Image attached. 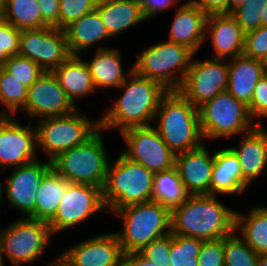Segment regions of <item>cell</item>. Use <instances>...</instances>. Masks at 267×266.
<instances>
[{"instance_id": "1", "label": "cell", "mask_w": 267, "mask_h": 266, "mask_svg": "<svg viewBox=\"0 0 267 266\" xmlns=\"http://www.w3.org/2000/svg\"><path fill=\"white\" fill-rule=\"evenodd\" d=\"M236 211L216 199V195H190L171 210V233L202 241L222 239L235 231Z\"/></svg>"}, {"instance_id": "2", "label": "cell", "mask_w": 267, "mask_h": 266, "mask_svg": "<svg viewBox=\"0 0 267 266\" xmlns=\"http://www.w3.org/2000/svg\"><path fill=\"white\" fill-rule=\"evenodd\" d=\"M128 78L118 87L124 93L100 118V129L120 128V132L132 127L148 126L155 120L162 97L169 91L159 82L137 75L130 69Z\"/></svg>"}, {"instance_id": "3", "label": "cell", "mask_w": 267, "mask_h": 266, "mask_svg": "<svg viewBox=\"0 0 267 266\" xmlns=\"http://www.w3.org/2000/svg\"><path fill=\"white\" fill-rule=\"evenodd\" d=\"M154 118L159 121L156 130L175 155L204 144L199 110L178 90H169L162 97Z\"/></svg>"}, {"instance_id": "4", "label": "cell", "mask_w": 267, "mask_h": 266, "mask_svg": "<svg viewBox=\"0 0 267 266\" xmlns=\"http://www.w3.org/2000/svg\"><path fill=\"white\" fill-rule=\"evenodd\" d=\"M153 180V172L121 153L114 163L109 164L102 190L107 212L152 201Z\"/></svg>"}, {"instance_id": "5", "label": "cell", "mask_w": 267, "mask_h": 266, "mask_svg": "<svg viewBox=\"0 0 267 266\" xmlns=\"http://www.w3.org/2000/svg\"><path fill=\"white\" fill-rule=\"evenodd\" d=\"M123 221L116 232L124 254L139 252L153 240L171 233V210L159 202L148 201L115 211Z\"/></svg>"}, {"instance_id": "6", "label": "cell", "mask_w": 267, "mask_h": 266, "mask_svg": "<svg viewBox=\"0 0 267 266\" xmlns=\"http://www.w3.org/2000/svg\"><path fill=\"white\" fill-rule=\"evenodd\" d=\"M99 129L85 143L75 146L51 161L52 168L69 183L89 184L103 190L109 160Z\"/></svg>"}, {"instance_id": "7", "label": "cell", "mask_w": 267, "mask_h": 266, "mask_svg": "<svg viewBox=\"0 0 267 266\" xmlns=\"http://www.w3.org/2000/svg\"><path fill=\"white\" fill-rule=\"evenodd\" d=\"M194 56L186 46L166 41L143 50L132 68L137 75L155 80L167 90H178Z\"/></svg>"}, {"instance_id": "8", "label": "cell", "mask_w": 267, "mask_h": 266, "mask_svg": "<svg viewBox=\"0 0 267 266\" xmlns=\"http://www.w3.org/2000/svg\"><path fill=\"white\" fill-rule=\"evenodd\" d=\"M38 146L52 161L61 153L85 143L100 129V120L83 116L77 108L73 112L42 118L36 125Z\"/></svg>"}, {"instance_id": "9", "label": "cell", "mask_w": 267, "mask_h": 266, "mask_svg": "<svg viewBox=\"0 0 267 266\" xmlns=\"http://www.w3.org/2000/svg\"><path fill=\"white\" fill-rule=\"evenodd\" d=\"M203 139L230 137L247 133L257 124H251L248 106L228 91L222 92L198 108Z\"/></svg>"}, {"instance_id": "10", "label": "cell", "mask_w": 267, "mask_h": 266, "mask_svg": "<svg viewBox=\"0 0 267 266\" xmlns=\"http://www.w3.org/2000/svg\"><path fill=\"white\" fill-rule=\"evenodd\" d=\"M53 236L47 222L20 218L0 232V260L3 254L13 266L32 263L40 257Z\"/></svg>"}, {"instance_id": "11", "label": "cell", "mask_w": 267, "mask_h": 266, "mask_svg": "<svg viewBox=\"0 0 267 266\" xmlns=\"http://www.w3.org/2000/svg\"><path fill=\"white\" fill-rule=\"evenodd\" d=\"M228 80V60L219 58L206 61L192 60L178 91L199 108L218 94L227 91Z\"/></svg>"}, {"instance_id": "12", "label": "cell", "mask_w": 267, "mask_h": 266, "mask_svg": "<svg viewBox=\"0 0 267 266\" xmlns=\"http://www.w3.org/2000/svg\"><path fill=\"white\" fill-rule=\"evenodd\" d=\"M121 134L127 144L122 154L131 161L140 163L154 174L175 166L176 155L152 125L132 127Z\"/></svg>"}, {"instance_id": "13", "label": "cell", "mask_w": 267, "mask_h": 266, "mask_svg": "<svg viewBox=\"0 0 267 266\" xmlns=\"http://www.w3.org/2000/svg\"><path fill=\"white\" fill-rule=\"evenodd\" d=\"M18 54L29 58L45 72H52L71 56L64 29L54 27L23 30Z\"/></svg>"}, {"instance_id": "14", "label": "cell", "mask_w": 267, "mask_h": 266, "mask_svg": "<svg viewBox=\"0 0 267 266\" xmlns=\"http://www.w3.org/2000/svg\"><path fill=\"white\" fill-rule=\"evenodd\" d=\"M106 210L102 189L89 184L69 183L54 218L48 223L52 234Z\"/></svg>"}, {"instance_id": "15", "label": "cell", "mask_w": 267, "mask_h": 266, "mask_svg": "<svg viewBox=\"0 0 267 266\" xmlns=\"http://www.w3.org/2000/svg\"><path fill=\"white\" fill-rule=\"evenodd\" d=\"M22 127L13 116H0V168L24 166L36 158L37 128Z\"/></svg>"}, {"instance_id": "16", "label": "cell", "mask_w": 267, "mask_h": 266, "mask_svg": "<svg viewBox=\"0 0 267 266\" xmlns=\"http://www.w3.org/2000/svg\"><path fill=\"white\" fill-rule=\"evenodd\" d=\"M52 169L51 161H34L14 168L5 185L10 205L20 209L22 216L35 220V196L44 176Z\"/></svg>"}, {"instance_id": "17", "label": "cell", "mask_w": 267, "mask_h": 266, "mask_svg": "<svg viewBox=\"0 0 267 266\" xmlns=\"http://www.w3.org/2000/svg\"><path fill=\"white\" fill-rule=\"evenodd\" d=\"M76 109L54 73L45 72L28 88L26 104L22 110L31 117L42 119L66 115Z\"/></svg>"}, {"instance_id": "18", "label": "cell", "mask_w": 267, "mask_h": 266, "mask_svg": "<svg viewBox=\"0 0 267 266\" xmlns=\"http://www.w3.org/2000/svg\"><path fill=\"white\" fill-rule=\"evenodd\" d=\"M61 256L72 266H122L124 252L114 232L81 241Z\"/></svg>"}, {"instance_id": "19", "label": "cell", "mask_w": 267, "mask_h": 266, "mask_svg": "<svg viewBox=\"0 0 267 266\" xmlns=\"http://www.w3.org/2000/svg\"><path fill=\"white\" fill-rule=\"evenodd\" d=\"M175 167L191 195L210 194L214 154L209 156L205 144L198 149L177 154Z\"/></svg>"}, {"instance_id": "20", "label": "cell", "mask_w": 267, "mask_h": 266, "mask_svg": "<svg viewBox=\"0 0 267 266\" xmlns=\"http://www.w3.org/2000/svg\"><path fill=\"white\" fill-rule=\"evenodd\" d=\"M205 36L211 37L213 58L230 60L243 55L245 32L230 14L208 15Z\"/></svg>"}, {"instance_id": "21", "label": "cell", "mask_w": 267, "mask_h": 266, "mask_svg": "<svg viewBox=\"0 0 267 266\" xmlns=\"http://www.w3.org/2000/svg\"><path fill=\"white\" fill-rule=\"evenodd\" d=\"M207 17L208 15L190 0L180 5L174 14L168 41L184 45L196 54L207 39Z\"/></svg>"}, {"instance_id": "22", "label": "cell", "mask_w": 267, "mask_h": 266, "mask_svg": "<svg viewBox=\"0 0 267 266\" xmlns=\"http://www.w3.org/2000/svg\"><path fill=\"white\" fill-rule=\"evenodd\" d=\"M244 135L240 149H230L240 162L243 180L249 185L267 166V130L257 125Z\"/></svg>"}, {"instance_id": "23", "label": "cell", "mask_w": 267, "mask_h": 266, "mask_svg": "<svg viewBox=\"0 0 267 266\" xmlns=\"http://www.w3.org/2000/svg\"><path fill=\"white\" fill-rule=\"evenodd\" d=\"M248 188L243 180L240 162L228 147L214 153V167L210 182V195L241 194Z\"/></svg>"}, {"instance_id": "24", "label": "cell", "mask_w": 267, "mask_h": 266, "mask_svg": "<svg viewBox=\"0 0 267 266\" xmlns=\"http://www.w3.org/2000/svg\"><path fill=\"white\" fill-rule=\"evenodd\" d=\"M228 70L227 91L248 106L258 81L263 78V66L258 59L240 55L228 60Z\"/></svg>"}, {"instance_id": "25", "label": "cell", "mask_w": 267, "mask_h": 266, "mask_svg": "<svg viewBox=\"0 0 267 266\" xmlns=\"http://www.w3.org/2000/svg\"><path fill=\"white\" fill-rule=\"evenodd\" d=\"M71 55H81L91 44L112 38L97 9L88 12L64 28Z\"/></svg>"}, {"instance_id": "26", "label": "cell", "mask_w": 267, "mask_h": 266, "mask_svg": "<svg viewBox=\"0 0 267 266\" xmlns=\"http://www.w3.org/2000/svg\"><path fill=\"white\" fill-rule=\"evenodd\" d=\"M96 9L111 37L146 20L139 0H98Z\"/></svg>"}, {"instance_id": "27", "label": "cell", "mask_w": 267, "mask_h": 266, "mask_svg": "<svg viewBox=\"0 0 267 266\" xmlns=\"http://www.w3.org/2000/svg\"><path fill=\"white\" fill-rule=\"evenodd\" d=\"M68 99L76 106V98L92 94L96 90L86 61L80 55H71L60 67L52 71Z\"/></svg>"}, {"instance_id": "28", "label": "cell", "mask_w": 267, "mask_h": 266, "mask_svg": "<svg viewBox=\"0 0 267 266\" xmlns=\"http://www.w3.org/2000/svg\"><path fill=\"white\" fill-rule=\"evenodd\" d=\"M117 49L100 46L90 62L86 61L95 88H118L126 79Z\"/></svg>"}, {"instance_id": "29", "label": "cell", "mask_w": 267, "mask_h": 266, "mask_svg": "<svg viewBox=\"0 0 267 266\" xmlns=\"http://www.w3.org/2000/svg\"><path fill=\"white\" fill-rule=\"evenodd\" d=\"M68 184L53 168L44 176L35 196V220L49 223L54 218Z\"/></svg>"}, {"instance_id": "30", "label": "cell", "mask_w": 267, "mask_h": 266, "mask_svg": "<svg viewBox=\"0 0 267 266\" xmlns=\"http://www.w3.org/2000/svg\"><path fill=\"white\" fill-rule=\"evenodd\" d=\"M235 231H242V238L256 253L267 254V207H255L247 216L237 211Z\"/></svg>"}, {"instance_id": "31", "label": "cell", "mask_w": 267, "mask_h": 266, "mask_svg": "<svg viewBox=\"0 0 267 266\" xmlns=\"http://www.w3.org/2000/svg\"><path fill=\"white\" fill-rule=\"evenodd\" d=\"M190 195L175 166L154 174L152 201L172 210L180 206Z\"/></svg>"}, {"instance_id": "32", "label": "cell", "mask_w": 267, "mask_h": 266, "mask_svg": "<svg viewBox=\"0 0 267 266\" xmlns=\"http://www.w3.org/2000/svg\"><path fill=\"white\" fill-rule=\"evenodd\" d=\"M1 19L20 31L42 28L37 0H6Z\"/></svg>"}, {"instance_id": "33", "label": "cell", "mask_w": 267, "mask_h": 266, "mask_svg": "<svg viewBox=\"0 0 267 266\" xmlns=\"http://www.w3.org/2000/svg\"><path fill=\"white\" fill-rule=\"evenodd\" d=\"M28 87L20 80L9 74L3 67H0V102L8 109V112L1 110L0 116H13L17 111L24 108L26 104ZM20 108V109H19Z\"/></svg>"}, {"instance_id": "34", "label": "cell", "mask_w": 267, "mask_h": 266, "mask_svg": "<svg viewBox=\"0 0 267 266\" xmlns=\"http://www.w3.org/2000/svg\"><path fill=\"white\" fill-rule=\"evenodd\" d=\"M202 240L171 233L170 266H198Z\"/></svg>"}, {"instance_id": "35", "label": "cell", "mask_w": 267, "mask_h": 266, "mask_svg": "<svg viewBox=\"0 0 267 266\" xmlns=\"http://www.w3.org/2000/svg\"><path fill=\"white\" fill-rule=\"evenodd\" d=\"M235 234L236 231L224 237L225 266H257L259 254Z\"/></svg>"}, {"instance_id": "36", "label": "cell", "mask_w": 267, "mask_h": 266, "mask_svg": "<svg viewBox=\"0 0 267 266\" xmlns=\"http://www.w3.org/2000/svg\"><path fill=\"white\" fill-rule=\"evenodd\" d=\"M2 67L28 88L45 73L35 62L19 54L10 56Z\"/></svg>"}, {"instance_id": "37", "label": "cell", "mask_w": 267, "mask_h": 266, "mask_svg": "<svg viewBox=\"0 0 267 266\" xmlns=\"http://www.w3.org/2000/svg\"><path fill=\"white\" fill-rule=\"evenodd\" d=\"M98 0H59L60 29L96 8Z\"/></svg>"}, {"instance_id": "38", "label": "cell", "mask_w": 267, "mask_h": 266, "mask_svg": "<svg viewBox=\"0 0 267 266\" xmlns=\"http://www.w3.org/2000/svg\"><path fill=\"white\" fill-rule=\"evenodd\" d=\"M20 30L0 18V67L10 56L19 53Z\"/></svg>"}, {"instance_id": "39", "label": "cell", "mask_w": 267, "mask_h": 266, "mask_svg": "<svg viewBox=\"0 0 267 266\" xmlns=\"http://www.w3.org/2000/svg\"><path fill=\"white\" fill-rule=\"evenodd\" d=\"M266 5H254L243 3L234 9L230 15L241 26L242 30L246 33L262 26V9Z\"/></svg>"}, {"instance_id": "40", "label": "cell", "mask_w": 267, "mask_h": 266, "mask_svg": "<svg viewBox=\"0 0 267 266\" xmlns=\"http://www.w3.org/2000/svg\"><path fill=\"white\" fill-rule=\"evenodd\" d=\"M171 248V233L153 240L143 247L139 253L150 262L159 266H170L169 254Z\"/></svg>"}, {"instance_id": "41", "label": "cell", "mask_w": 267, "mask_h": 266, "mask_svg": "<svg viewBox=\"0 0 267 266\" xmlns=\"http://www.w3.org/2000/svg\"><path fill=\"white\" fill-rule=\"evenodd\" d=\"M265 53H267V27L260 26L246 32L243 55L260 60Z\"/></svg>"}, {"instance_id": "42", "label": "cell", "mask_w": 267, "mask_h": 266, "mask_svg": "<svg viewBox=\"0 0 267 266\" xmlns=\"http://www.w3.org/2000/svg\"><path fill=\"white\" fill-rule=\"evenodd\" d=\"M198 266H225L224 238L202 242L198 256Z\"/></svg>"}, {"instance_id": "43", "label": "cell", "mask_w": 267, "mask_h": 266, "mask_svg": "<svg viewBox=\"0 0 267 266\" xmlns=\"http://www.w3.org/2000/svg\"><path fill=\"white\" fill-rule=\"evenodd\" d=\"M248 109L251 118L253 120L257 118V125H261V117L267 118V81L264 77L258 81L253 91Z\"/></svg>"}, {"instance_id": "44", "label": "cell", "mask_w": 267, "mask_h": 266, "mask_svg": "<svg viewBox=\"0 0 267 266\" xmlns=\"http://www.w3.org/2000/svg\"><path fill=\"white\" fill-rule=\"evenodd\" d=\"M42 17L43 27H54L60 29L59 0H37Z\"/></svg>"}, {"instance_id": "45", "label": "cell", "mask_w": 267, "mask_h": 266, "mask_svg": "<svg viewBox=\"0 0 267 266\" xmlns=\"http://www.w3.org/2000/svg\"><path fill=\"white\" fill-rule=\"evenodd\" d=\"M180 0H139L145 19L161 13L164 9L176 5Z\"/></svg>"}, {"instance_id": "46", "label": "cell", "mask_w": 267, "mask_h": 266, "mask_svg": "<svg viewBox=\"0 0 267 266\" xmlns=\"http://www.w3.org/2000/svg\"><path fill=\"white\" fill-rule=\"evenodd\" d=\"M207 15L228 14V0H190Z\"/></svg>"}, {"instance_id": "47", "label": "cell", "mask_w": 267, "mask_h": 266, "mask_svg": "<svg viewBox=\"0 0 267 266\" xmlns=\"http://www.w3.org/2000/svg\"><path fill=\"white\" fill-rule=\"evenodd\" d=\"M122 266H159L145 259L139 252L124 254Z\"/></svg>"}, {"instance_id": "48", "label": "cell", "mask_w": 267, "mask_h": 266, "mask_svg": "<svg viewBox=\"0 0 267 266\" xmlns=\"http://www.w3.org/2000/svg\"><path fill=\"white\" fill-rule=\"evenodd\" d=\"M246 0H228V14L242 5Z\"/></svg>"}, {"instance_id": "49", "label": "cell", "mask_w": 267, "mask_h": 266, "mask_svg": "<svg viewBox=\"0 0 267 266\" xmlns=\"http://www.w3.org/2000/svg\"><path fill=\"white\" fill-rule=\"evenodd\" d=\"M47 266H72V265L68 261H66L62 256H59L55 264L51 262V264L47 263Z\"/></svg>"}, {"instance_id": "50", "label": "cell", "mask_w": 267, "mask_h": 266, "mask_svg": "<svg viewBox=\"0 0 267 266\" xmlns=\"http://www.w3.org/2000/svg\"><path fill=\"white\" fill-rule=\"evenodd\" d=\"M257 266H267V254H259Z\"/></svg>"}, {"instance_id": "51", "label": "cell", "mask_w": 267, "mask_h": 266, "mask_svg": "<svg viewBox=\"0 0 267 266\" xmlns=\"http://www.w3.org/2000/svg\"><path fill=\"white\" fill-rule=\"evenodd\" d=\"M262 26H266L267 27V2H266V6L264 7V9H262Z\"/></svg>"}, {"instance_id": "52", "label": "cell", "mask_w": 267, "mask_h": 266, "mask_svg": "<svg viewBox=\"0 0 267 266\" xmlns=\"http://www.w3.org/2000/svg\"><path fill=\"white\" fill-rule=\"evenodd\" d=\"M267 0H246L244 3L254 5H266Z\"/></svg>"}, {"instance_id": "53", "label": "cell", "mask_w": 267, "mask_h": 266, "mask_svg": "<svg viewBox=\"0 0 267 266\" xmlns=\"http://www.w3.org/2000/svg\"><path fill=\"white\" fill-rule=\"evenodd\" d=\"M264 70H267V53L259 60Z\"/></svg>"}, {"instance_id": "54", "label": "cell", "mask_w": 267, "mask_h": 266, "mask_svg": "<svg viewBox=\"0 0 267 266\" xmlns=\"http://www.w3.org/2000/svg\"><path fill=\"white\" fill-rule=\"evenodd\" d=\"M5 1L6 0H0V18L2 16V13L4 12Z\"/></svg>"}, {"instance_id": "55", "label": "cell", "mask_w": 267, "mask_h": 266, "mask_svg": "<svg viewBox=\"0 0 267 266\" xmlns=\"http://www.w3.org/2000/svg\"><path fill=\"white\" fill-rule=\"evenodd\" d=\"M2 184H1V182H0V206H1V199H2Z\"/></svg>"}, {"instance_id": "56", "label": "cell", "mask_w": 267, "mask_h": 266, "mask_svg": "<svg viewBox=\"0 0 267 266\" xmlns=\"http://www.w3.org/2000/svg\"><path fill=\"white\" fill-rule=\"evenodd\" d=\"M263 77H264L265 80L267 81V70H264V72H263Z\"/></svg>"}]
</instances>
